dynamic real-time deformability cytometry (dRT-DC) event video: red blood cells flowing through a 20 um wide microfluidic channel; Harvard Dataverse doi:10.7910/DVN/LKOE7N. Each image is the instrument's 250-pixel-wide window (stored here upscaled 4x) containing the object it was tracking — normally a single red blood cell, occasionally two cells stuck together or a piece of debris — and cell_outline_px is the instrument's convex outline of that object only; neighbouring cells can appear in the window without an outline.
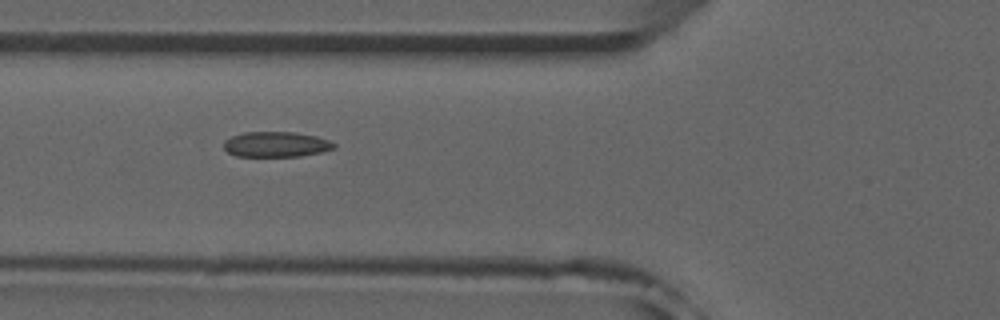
{"species": "common noctule bat (a hibernating species)", "species_latin": "Nyctalus noctula", "temperature_condition": "room temperature", "stored_images_in_passage": 39, "camera_frame_rate_fps": 3000, "um_per_image_px": 0.085, "animal": {"sex": "male", "forearm_length_mm": 52.5}, "frame": {"image": 1, "passage_image": 12, "time_ms": 3.667, "image_size_px": [1000, 320], "cell_outline_px": [[336, 148], [320, 152], [300, 156], [236, 156], [228, 152], [224, 148], [224, 140], [232, 136], [244, 132], [296, 132], [316, 136], [328, 140], [336, 144]], "centroid_in_image_um": [23.47, 12.26], "position_along_channel_um": 102.3, "area_um2": 16.24}, "authors_computed_cell_mechanics": {"area_um2": 16.473, "velocity_mm_per_s": 3.926, "shape_relaxation_time_tau1_ms": null, "shape_relaxation_time_tau2_ms": 2.3618, "deformation_change_tau1": null, "deformation_change_tau2": 0.0721}}